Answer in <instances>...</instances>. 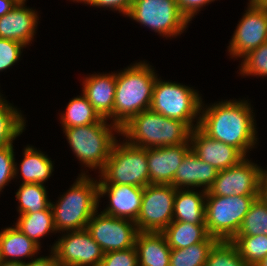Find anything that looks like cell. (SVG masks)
Segmentation results:
<instances>
[{"instance_id":"9c48e42d","label":"cell","mask_w":267,"mask_h":266,"mask_svg":"<svg viewBox=\"0 0 267 266\" xmlns=\"http://www.w3.org/2000/svg\"><path fill=\"white\" fill-rule=\"evenodd\" d=\"M127 17L166 38L180 35L189 23L176 0H133Z\"/></svg>"},{"instance_id":"5b68a950","label":"cell","mask_w":267,"mask_h":266,"mask_svg":"<svg viewBox=\"0 0 267 266\" xmlns=\"http://www.w3.org/2000/svg\"><path fill=\"white\" fill-rule=\"evenodd\" d=\"M66 139L77 159L90 169L104 168L111 149L117 141L114 132L120 134V128L106 119L99 122L63 129Z\"/></svg>"},{"instance_id":"484cf974","label":"cell","mask_w":267,"mask_h":266,"mask_svg":"<svg viewBox=\"0 0 267 266\" xmlns=\"http://www.w3.org/2000/svg\"><path fill=\"white\" fill-rule=\"evenodd\" d=\"M15 227L39 246H41L40 238L48 233H57L51 205L45 210L19 215Z\"/></svg>"},{"instance_id":"3957f363","label":"cell","mask_w":267,"mask_h":266,"mask_svg":"<svg viewBox=\"0 0 267 266\" xmlns=\"http://www.w3.org/2000/svg\"><path fill=\"white\" fill-rule=\"evenodd\" d=\"M191 131L185 122L151 109L133 116L120 128V134L129 144L145 149L190 143Z\"/></svg>"},{"instance_id":"4dcf8cb0","label":"cell","mask_w":267,"mask_h":266,"mask_svg":"<svg viewBox=\"0 0 267 266\" xmlns=\"http://www.w3.org/2000/svg\"><path fill=\"white\" fill-rule=\"evenodd\" d=\"M231 242L238 249L240 257L248 266H255L267 256V236H235Z\"/></svg>"},{"instance_id":"7c38bea8","label":"cell","mask_w":267,"mask_h":266,"mask_svg":"<svg viewBox=\"0 0 267 266\" xmlns=\"http://www.w3.org/2000/svg\"><path fill=\"white\" fill-rule=\"evenodd\" d=\"M262 170L246 157L239 164L219 171L206 196H258Z\"/></svg>"},{"instance_id":"cb8c5ba5","label":"cell","mask_w":267,"mask_h":266,"mask_svg":"<svg viewBox=\"0 0 267 266\" xmlns=\"http://www.w3.org/2000/svg\"><path fill=\"white\" fill-rule=\"evenodd\" d=\"M23 160L20 164L22 183L44 184L53 173V163L42 151L27 145L24 148Z\"/></svg>"},{"instance_id":"74e56055","label":"cell","mask_w":267,"mask_h":266,"mask_svg":"<svg viewBox=\"0 0 267 266\" xmlns=\"http://www.w3.org/2000/svg\"><path fill=\"white\" fill-rule=\"evenodd\" d=\"M77 1L78 3L83 2L84 4L91 5L97 8H111L110 10L119 11V13L126 15L129 13L130 8L132 6L133 0H74L73 2Z\"/></svg>"},{"instance_id":"b9f144b4","label":"cell","mask_w":267,"mask_h":266,"mask_svg":"<svg viewBox=\"0 0 267 266\" xmlns=\"http://www.w3.org/2000/svg\"><path fill=\"white\" fill-rule=\"evenodd\" d=\"M20 0H0V17L11 11Z\"/></svg>"},{"instance_id":"4316f807","label":"cell","mask_w":267,"mask_h":266,"mask_svg":"<svg viewBox=\"0 0 267 266\" xmlns=\"http://www.w3.org/2000/svg\"><path fill=\"white\" fill-rule=\"evenodd\" d=\"M63 128L90 125L99 122L102 118L87 100L86 96L72 98L65 113L61 114Z\"/></svg>"},{"instance_id":"8d00e7d4","label":"cell","mask_w":267,"mask_h":266,"mask_svg":"<svg viewBox=\"0 0 267 266\" xmlns=\"http://www.w3.org/2000/svg\"><path fill=\"white\" fill-rule=\"evenodd\" d=\"M100 266H138L136 247L105 253Z\"/></svg>"},{"instance_id":"d4e9b609","label":"cell","mask_w":267,"mask_h":266,"mask_svg":"<svg viewBox=\"0 0 267 266\" xmlns=\"http://www.w3.org/2000/svg\"><path fill=\"white\" fill-rule=\"evenodd\" d=\"M171 249H183L205 241L210 235L206 225L172 221L163 231Z\"/></svg>"},{"instance_id":"d6986e66","label":"cell","mask_w":267,"mask_h":266,"mask_svg":"<svg viewBox=\"0 0 267 266\" xmlns=\"http://www.w3.org/2000/svg\"><path fill=\"white\" fill-rule=\"evenodd\" d=\"M83 92L103 119H110L114 123V100L116 88V73L92 74L83 80Z\"/></svg>"},{"instance_id":"f1b7e54d","label":"cell","mask_w":267,"mask_h":266,"mask_svg":"<svg viewBox=\"0 0 267 266\" xmlns=\"http://www.w3.org/2000/svg\"><path fill=\"white\" fill-rule=\"evenodd\" d=\"M219 240L209 236L205 241L183 249H171L170 266H205L211 249Z\"/></svg>"},{"instance_id":"d590c367","label":"cell","mask_w":267,"mask_h":266,"mask_svg":"<svg viewBox=\"0 0 267 266\" xmlns=\"http://www.w3.org/2000/svg\"><path fill=\"white\" fill-rule=\"evenodd\" d=\"M24 47L17 41L0 38V71L9 69L19 61Z\"/></svg>"},{"instance_id":"60d3db41","label":"cell","mask_w":267,"mask_h":266,"mask_svg":"<svg viewBox=\"0 0 267 266\" xmlns=\"http://www.w3.org/2000/svg\"><path fill=\"white\" fill-rule=\"evenodd\" d=\"M258 197L267 204V170H262L259 181V195Z\"/></svg>"},{"instance_id":"7a4b0ae2","label":"cell","mask_w":267,"mask_h":266,"mask_svg":"<svg viewBox=\"0 0 267 266\" xmlns=\"http://www.w3.org/2000/svg\"><path fill=\"white\" fill-rule=\"evenodd\" d=\"M153 69L140 61L116 73L114 124L119 128L133 116L150 109L157 79Z\"/></svg>"},{"instance_id":"f35d334b","label":"cell","mask_w":267,"mask_h":266,"mask_svg":"<svg viewBox=\"0 0 267 266\" xmlns=\"http://www.w3.org/2000/svg\"><path fill=\"white\" fill-rule=\"evenodd\" d=\"M177 6L180 12L188 19L190 22L192 18L200 11V9L206 4H210L215 0H176Z\"/></svg>"},{"instance_id":"bcb514c9","label":"cell","mask_w":267,"mask_h":266,"mask_svg":"<svg viewBox=\"0 0 267 266\" xmlns=\"http://www.w3.org/2000/svg\"><path fill=\"white\" fill-rule=\"evenodd\" d=\"M5 100V98L2 97V94L0 95V104Z\"/></svg>"},{"instance_id":"1f68e13d","label":"cell","mask_w":267,"mask_h":266,"mask_svg":"<svg viewBox=\"0 0 267 266\" xmlns=\"http://www.w3.org/2000/svg\"><path fill=\"white\" fill-rule=\"evenodd\" d=\"M267 236V204L259 197L251 204L236 236Z\"/></svg>"},{"instance_id":"277c9868","label":"cell","mask_w":267,"mask_h":266,"mask_svg":"<svg viewBox=\"0 0 267 266\" xmlns=\"http://www.w3.org/2000/svg\"><path fill=\"white\" fill-rule=\"evenodd\" d=\"M54 226L57 232L86 229L93 214L98 211V181L82 172L76 182L57 203L51 202Z\"/></svg>"},{"instance_id":"e575fe53","label":"cell","mask_w":267,"mask_h":266,"mask_svg":"<svg viewBox=\"0 0 267 266\" xmlns=\"http://www.w3.org/2000/svg\"><path fill=\"white\" fill-rule=\"evenodd\" d=\"M13 145L0 148V192L18 174Z\"/></svg>"},{"instance_id":"ab89813d","label":"cell","mask_w":267,"mask_h":266,"mask_svg":"<svg viewBox=\"0 0 267 266\" xmlns=\"http://www.w3.org/2000/svg\"><path fill=\"white\" fill-rule=\"evenodd\" d=\"M29 262H25V266H62V264L58 261L55 253L51 250V256H43L38 258H33Z\"/></svg>"},{"instance_id":"9a60e30c","label":"cell","mask_w":267,"mask_h":266,"mask_svg":"<svg viewBox=\"0 0 267 266\" xmlns=\"http://www.w3.org/2000/svg\"><path fill=\"white\" fill-rule=\"evenodd\" d=\"M191 150L203 161L218 171L239 164L246 156L236 147L214 140L198 127L190 134Z\"/></svg>"},{"instance_id":"2e32d148","label":"cell","mask_w":267,"mask_h":266,"mask_svg":"<svg viewBox=\"0 0 267 266\" xmlns=\"http://www.w3.org/2000/svg\"><path fill=\"white\" fill-rule=\"evenodd\" d=\"M143 190V187L128 184H98L99 200L107 195L110 201L101 212L135 222L141 209Z\"/></svg>"},{"instance_id":"f6af8a7d","label":"cell","mask_w":267,"mask_h":266,"mask_svg":"<svg viewBox=\"0 0 267 266\" xmlns=\"http://www.w3.org/2000/svg\"><path fill=\"white\" fill-rule=\"evenodd\" d=\"M255 266H267V256L263 258L258 264Z\"/></svg>"},{"instance_id":"d6a6232c","label":"cell","mask_w":267,"mask_h":266,"mask_svg":"<svg viewBox=\"0 0 267 266\" xmlns=\"http://www.w3.org/2000/svg\"><path fill=\"white\" fill-rule=\"evenodd\" d=\"M205 266H248L231 241H218L211 249Z\"/></svg>"},{"instance_id":"603a6c76","label":"cell","mask_w":267,"mask_h":266,"mask_svg":"<svg viewBox=\"0 0 267 266\" xmlns=\"http://www.w3.org/2000/svg\"><path fill=\"white\" fill-rule=\"evenodd\" d=\"M41 247L29 239L19 229L14 227L4 228L0 232V252L4 261L24 262L21 258H30L38 253Z\"/></svg>"},{"instance_id":"ac0fdd59","label":"cell","mask_w":267,"mask_h":266,"mask_svg":"<svg viewBox=\"0 0 267 266\" xmlns=\"http://www.w3.org/2000/svg\"><path fill=\"white\" fill-rule=\"evenodd\" d=\"M20 0L15 7L0 17V38L14 40L27 46L34 39L38 13Z\"/></svg>"},{"instance_id":"8992f818","label":"cell","mask_w":267,"mask_h":266,"mask_svg":"<svg viewBox=\"0 0 267 266\" xmlns=\"http://www.w3.org/2000/svg\"><path fill=\"white\" fill-rule=\"evenodd\" d=\"M191 88L175 81L160 80L157 76L150 109L167 118L181 120L193 130L199 125L202 98Z\"/></svg>"},{"instance_id":"e0dca14e","label":"cell","mask_w":267,"mask_h":266,"mask_svg":"<svg viewBox=\"0 0 267 266\" xmlns=\"http://www.w3.org/2000/svg\"><path fill=\"white\" fill-rule=\"evenodd\" d=\"M190 143L146 149L149 184L171 185Z\"/></svg>"},{"instance_id":"30bf717a","label":"cell","mask_w":267,"mask_h":266,"mask_svg":"<svg viewBox=\"0 0 267 266\" xmlns=\"http://www.w3.org/2000/svg\"><path fill=\"white\" fill-rule=\"evenodd\" d=\"M176 190L169 184L144 187L141 209L135 221L139 232H162L173 221Z\"/></svg>"},{"instance_id":"44dd1931","label":"cell","mask_w":267,"mask_h":266,"mask_svg":"<svg viewBox=\"0 0 267 266\" xmlns=\"http://www.w3.org/2000/svg\"><path fill=\"white\" fill-rule=\"evenodd\" d=\"M138 266H170L171 248L162 232H138Z\"/></svg>"},{"instance_id":"8fae6325","label":"cell","mask_w":267,"mask_h":266,"mask_svg":"<svg viewBox=\"0 0 267 266\" xmlns=\"http://www.w3.org/2000/svg\"><path fill=\"white\" fill-rule=\"evenodd\" d=\"M97 212L87 223L86 230L101 247L104 254L135 246L139 231L134 221Z\"/></svg>"},{"instance_id":"ffe728a7","label":"cell","mask_w":267,"mask_h":266,"mask_svg":"<svg viewBox=\"0 0 267 266\" xmlns=\"http://www.w3.org/2000/svg\"><path fill=\"white\" fill-rule=\"evenodd\" d=\"M218 172L216 168L203 162L190 150L178 167L171 185L176 189L202 187L203 190L208 191L216 179Z\"/></svg>"},{"instance_id":"5bb4252c","label":"cell","mask_w":267,"mask_h":266,"mask_svg":"<svg viewBox=\"0 0 267 266\" xmlns=\"http://www.w3.org/2000/svg\"><path fill=\"white\" fill-rule=\"evenodd\" d=\"M245 12L228 46L229 54L233 58H243L267 42V10L249 0Z\"/></svg>"},{"instance_id":"6da1fadb","label":"cell","mask_w":267,"mask_h":266,"mask_svg":"<svg viewBox=\"0 0 267 266\" xmlns=\"http://www.w3.org/2000/svg\"><path fill=\"white\" fill-rule=\"evenodd\" d=\"M205 107L202 101L198 128L208 137L238 148L247 157L258 139L250 103L225 100Z\"/></svg>"},{"instance_id":"836d02e7","label":"cell","mask_w":267,"mask_h":266,"mask_svg":"<svg viewBox=\"0 0 267 266\" xmlns=\"http://www.w3.org/2000/svg\"><path fill=\"white\" fill-rule=\"evenodd\" d=\"M240 75L267 76V42L250 51L242 59Z\"/></svg>"},{"instance_id":"f546056e","label":"cell","mask_w":267,"mask_h":266,"mask_svg":"<svg viewBox=\"0 0 267 266\" xmlns=\"http://www.w3.org/2000/svg\"><path fill=\"white\" fill-rule=\"evenodd\" d=\"M47 190L41 183H22L16 192L19 215L47 209L51 205Z\"/></svg>"},{"instance_id":"4fadbf2b","label":"cell","mask_w":267,"mask_h":266,"mask_svg":"<svg viewBox=\"0 0 267 266\" xmlns=\"http://www.w3.org/2000/svg\"><path fill=\"white\" fill-rule=\"evenodd\" d=\"M51 250L62 266H100L104 255L86 229L66 232Z\"/></svg>"},{"instance_id":"ba28073f","label":"cell","mask_w":267,"mask_h":266,"mask_svg":"<svg viewBox=\"0 0 267 266\" xmlns=\"http://www.w3.org/2000/svg\"><path fill=\"white\" fill-rule=\"evenodd\" d=\"M258 196H206L205 225L210 236L231 241Z\"/></svg>"},{"instance_id":"ee69618b","label":"cell","mask_w":267,"mask_h":266,"mask_svg":"<svg viewBox=\"0 0 267 266\" xmlns=\"http://www.w3.org/2000/svg\"><path fill=\"white\" fill-rule=\"evenodd\" d=\"M259 7L265 8L267 10V0H252Z\"/></svg>"},{"instance_id":"7402d4cb","label":"cell","mask_w":267,"mask_h":266,"mask_svg":"<svg viewBox=\"0 0 267 266\" xmlns=\"http://www.w3.org/2000/svg\"><path fill=\"white\" fill-rule=\"evenodd\" d=\"M177 189L174 199L173 221L205 225V199L207 191Z\"/></svg>"},{"instance_id":"83f0119b","label":"cell","mask_w":267,"mask_h":266,"mask_svg":"<svg viewBox=\"0 0 267 266\" xmlns=\"http://www.w3.org/2000/svg\"><path fill=\"white\" fill-rule=\"evenodd\" d=\"M11 103L0 104V148L13 145V141L25 130V119Z\"/></svg>"},{"instance_id":"7bdbcfd3","label":"cell","mask_w":267,"mask_h":266,"mask_svg":"<svg viewBox=\"0 0 267 266\" xmlns=\"http://www.w3.org/2000/svg\"><path fill=\"white\" fill-rule=\"evenodd\" d=\"M0 266H25L24 262H12L2 260Z\"/></svg>"},{"instance_id":"52a82bcc","label":"cell","mask_w":267,"mask_h":266,"mask_svg":"<svg viewBox=\"0 0 267 266\" xmlns=\"http://www.w3.org/2000/svg\"><path fill=\"white\" fill-rule=\"evenodd\" d=\"M98 184H128L136 187L149 185L146 149L127 141L114 143L104 168L98 172Z\"/></svg>"}]
</instances>
